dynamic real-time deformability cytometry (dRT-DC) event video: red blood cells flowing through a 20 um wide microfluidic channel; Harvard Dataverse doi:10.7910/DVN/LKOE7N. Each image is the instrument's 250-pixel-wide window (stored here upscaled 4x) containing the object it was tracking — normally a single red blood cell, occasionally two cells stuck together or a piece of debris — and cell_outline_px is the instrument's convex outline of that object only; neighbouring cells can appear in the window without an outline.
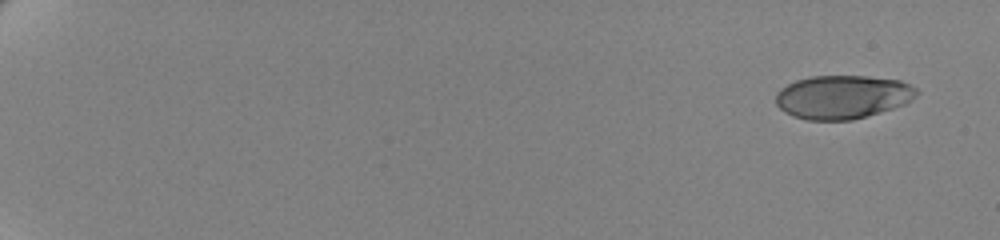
{"species": "human", "species_latin": "Homo sapiens", "temperature_condition": "cold", "stored_images_in_passage": 59, "camera_frame_rate_fps": 3000, "um_per_image_px": 0.085, "donor": {"sex": "female"}, "frame": {"image": 1, "passage_image": 1, "time_ms": 0.0, "image_size_px": [1000, 240], "cell_outline_px": [[920, 92], [912, 100], [904, 104], [892, 108], [852, 120], [808, 120], [792, 116], [784, 112], [776, 104], [776, 92], [780, 88], [796, 80], [812, 76], [868, 76], [900, 80], [916, 88]], "centroid_in_image_um": [71.61, 8.24], "position_along_channel_um": 13.4, "area_um2": 35.78}}
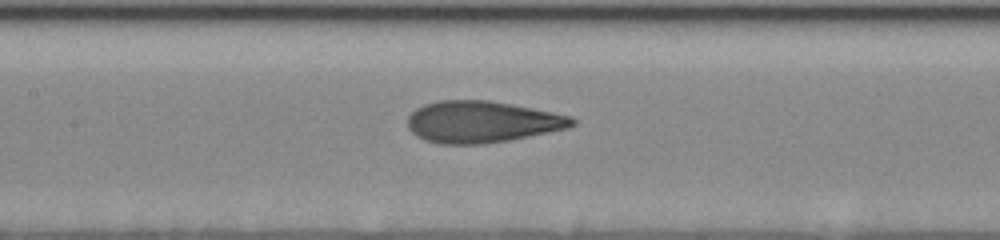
{"frame": {"image": 2, "passage_image": 31, "time_ms": 10.0, "image_size_px": [1000, 240], "cell_outline_px": [[576, 124], [568, 128], [508, 140], [480, 144], [440, 144], [424, 140], [416, 136], [408, 128], [408, 116], [416, 108], [424, 104], [440, 100], [488, 100], [532, 108], [572, 116], [576, 120]], "centroid_in_image_um": [40.94, 10.36], "position_along_channel_um": 166.5, "area_um2": 39.82}}
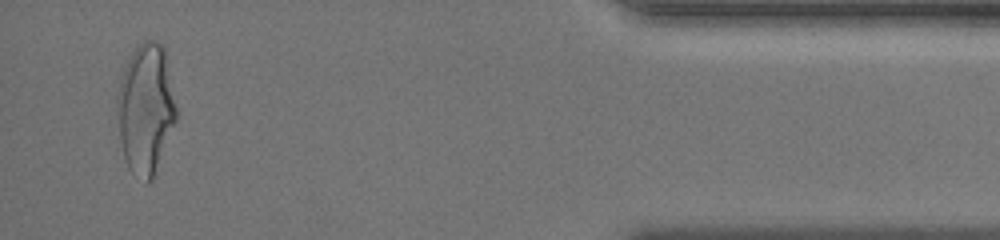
{"frame": {"image": 3, "passage_image": 57, "time_ms": 18.667, "image_size_px": [1000, 240], "cell_outline_px": [[176, 120], [152, 180], [148, 184], [144, 184], [128, 168], [124, 156], [120, 140], [116, 108], [116, 92], [120, 76], [132, 52], [144, 40], [152, 40], [160, 44], [164, 48], [176, 108]], "centroid_in_image_um": [12.35, 9.28], "position_along_channel_um": 422.9, "area_um2": 44.68}, "authors_computed_cell_mechanics": {"area_um2": 38.9572, "velocity_mm_per_s": 3.5029, "shape_relaxation_time_tau1_ms": 4.3607, "shape_relaxation_time_tau2_ms": 0.9118, "deformation_change_tau1": 0.1916, "deformation_change_tau2": 0.0822}}